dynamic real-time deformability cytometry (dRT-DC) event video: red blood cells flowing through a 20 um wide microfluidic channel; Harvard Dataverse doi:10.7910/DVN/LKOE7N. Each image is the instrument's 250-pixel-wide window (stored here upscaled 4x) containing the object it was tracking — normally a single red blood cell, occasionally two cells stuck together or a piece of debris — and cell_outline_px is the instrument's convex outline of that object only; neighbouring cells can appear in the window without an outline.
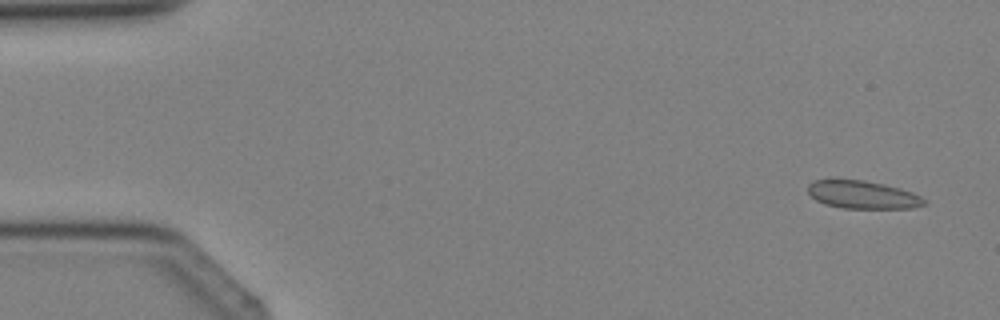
{"species": "Egyptian fruit bat (a non-hibernating species)", "species_latin": "Rousettus aegyptiacus", "temperature_condition": "cold", "stored_images_in_passage": 4, "camera_frame_rate_fps": 3000, "um_per_image_px": 0.085, "animal": {"sex": "female"}, "frame": {"image": 1, "passage_image": 1, "time_ms": 0.0, "image_size_px": [1000, 320], "cell_outline_px": [[924, 204], [912, 208], [844, 208], [824, 204], [816, 200], [808, 192], [808, 184], [812, 180], [864, 180], [884, 184], [900, 188], [912, 192], [920, 196], [924, 200]], "centroid_in_image_um": [73.3, 16.55], "position_along_channel_um": 11.7, "area_um2": 18.73}}